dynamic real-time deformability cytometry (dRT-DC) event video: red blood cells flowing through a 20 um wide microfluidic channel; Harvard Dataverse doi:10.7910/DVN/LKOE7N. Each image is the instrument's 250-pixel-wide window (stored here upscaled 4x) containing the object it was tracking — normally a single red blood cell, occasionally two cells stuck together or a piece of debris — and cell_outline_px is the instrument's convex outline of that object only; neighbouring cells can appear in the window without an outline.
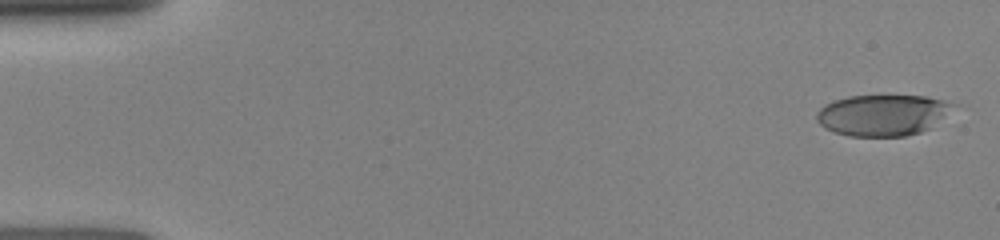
{"species": "human", "species_latin": "Homo sapiens", "temperature_condition": "room temperature", "stored_images_in_passage": 14, "camera_frame_rate_fps": 3000, "um_per_image_px": 0.085, "donor": {"sex": "female"}, "frame": {"image": 1, "passage_image": 1, "time_ms": 0.0, "image_size_px": [1000, 240], "cell_outline_px": [[956, 104], [928, 128], [920, 132], [904, 136], [848, 136], [824, 128], [816, 120], [816, 112], [824, 104], [832, 100], [848, 96], [928, 96], [944, 100]], "centroid_in_image_um": [74.94, 9.77], "position_along_channel_um": 10.1, "area_um2": 32.43}}
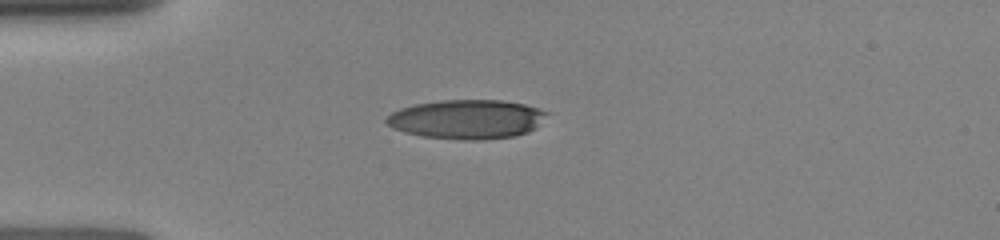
{"frame": {"image": 2, "passage_image": 10, "time_ms": 3.667, "image_size_px": [1000, 240], "cell_outline_px": [[548, 112], [536, 128], [528, 132], [516, 136], [484, 140], [464, 140], [424, 136], [404, 132], [392, 128], [384, 120], [392, 112], [400, 108], [416, 104], [440, 100], [504, 100], [524, 104]], "centroid_in_image_um": [39.68, 10.14], "position_along_channel_um": 45.3, "area_um2": 36.65}}
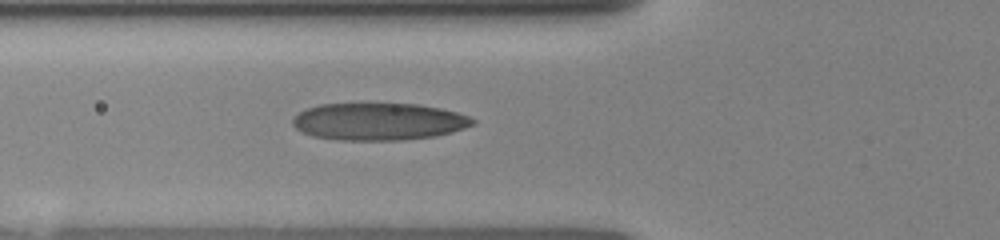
{"frame": {"image": 3, "passage_image": 14, "time_ms": 5.333, "image_size_px": [1000, 240], "cell_outline_px": [[476, 124], [452, 132], [436, 136], [404, 140], [344, 140], [312, 136], [296, 128], [292, 124], [292, 120], [300, 112], [308, 108], [320, 104], [420, 104], [440, 108], [456, 112], [468, 116], [476, 120]], "centroid_in_image_um": [32.23, 10.34], "position_along_channel_um": 93.6, "area_um2": 38.96}}